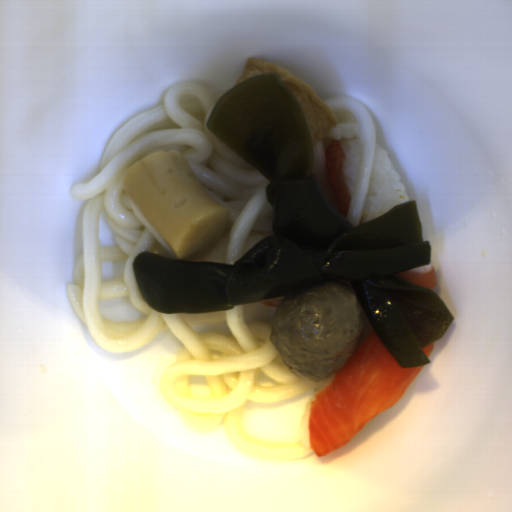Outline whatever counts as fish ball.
I'll list each match as a JSON object with an SVG mask.
<instances>
[{
  "label": "fish ball",
  "mask_w": 512,
  "mask_h": 512,
  "mask_svg": "<svg viewBox=\"0 0 512 512\" xmlns=\"http://www.w3.org/2000/svg\"><path fill=\"white\" fill-rule=\"evenodd\" d=\"M261 74H278L293 94L306 123L312 149L337 126L338 119L329 105L318 97L312 87L282 66L256 57L247 58L244 72L234 86Z\"/></svg>",
  "instance_id": "fish-ball-1"
}]
</instances>
